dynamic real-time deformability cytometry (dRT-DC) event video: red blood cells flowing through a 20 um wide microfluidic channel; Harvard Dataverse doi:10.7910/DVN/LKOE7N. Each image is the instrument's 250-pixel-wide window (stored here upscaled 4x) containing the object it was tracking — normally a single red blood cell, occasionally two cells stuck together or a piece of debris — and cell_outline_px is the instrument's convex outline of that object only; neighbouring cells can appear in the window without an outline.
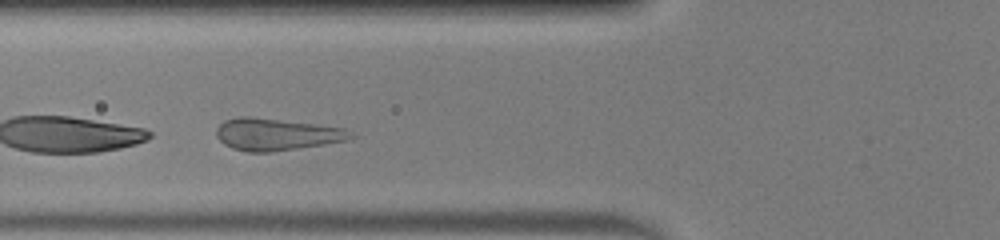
{"species": "human", "species_latin": "Homo sapiens", "temperature_condition": "warm", "stored_images_in_passage": 31, "segment_of_instrument_passage": [2, 2], "camera_frame_rate_fps": 3000, "um_per_image_px": 0.085, "donor": {"sex": "male"}, "frame": {"image": 1, "passage_image": 8, "time_ms": 2.333, "image_size_px": [1000, 240], "cell_outline_px": [[356, 136], [348, 140], [324, 144], [272, 152], [248, 152], [232, 148], [224, 144], [216, 136], [216, 128], [224, 120], [240, 116], [252, 116], [320, 124], [344, 128], [352, 132]], "centroid_in_image_um": [23.5, 11.41], "position_along_channel_um": 102.3, "area_um2": 25.37}}
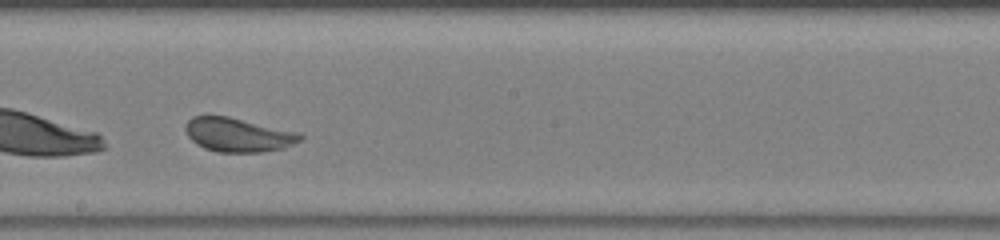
{"frame": {"image": 2, "passage_image": 17, "time_ms": 5.333, "image_size_px": [1000, 240], "cell_outline_px": [[304, 136], [300, 140], [284, 148], [260, 152], [216, 152], [204, 148], [196, 144], [188, 136], [184, 128], [184, 124], [192, 116], [228, 116], [300, 132]], "centroid_in_image_um": [20.22, 11.45], "position_along_channel_um": 228.0, "area_um2": 22.83}}
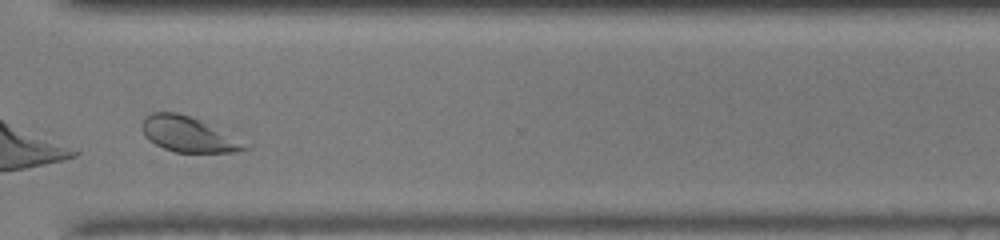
{"frame": {"image": 3, "passage_image": 26, "time_ms": 8.333, "image_size_px": [1000, 240], "cell_outline_px": [[252, 148], [236, 152], [176, 152], [164, 148], [148, 140], [144, 136], [140, 128], [140, 124], [144, 116], [152, 112], [176, 112], [200, 120], [252, 144]], "centroid_in_image_um": [16.03, 11.42], "position_along_channel_um": 354.6, "area_um2": 21.5}}